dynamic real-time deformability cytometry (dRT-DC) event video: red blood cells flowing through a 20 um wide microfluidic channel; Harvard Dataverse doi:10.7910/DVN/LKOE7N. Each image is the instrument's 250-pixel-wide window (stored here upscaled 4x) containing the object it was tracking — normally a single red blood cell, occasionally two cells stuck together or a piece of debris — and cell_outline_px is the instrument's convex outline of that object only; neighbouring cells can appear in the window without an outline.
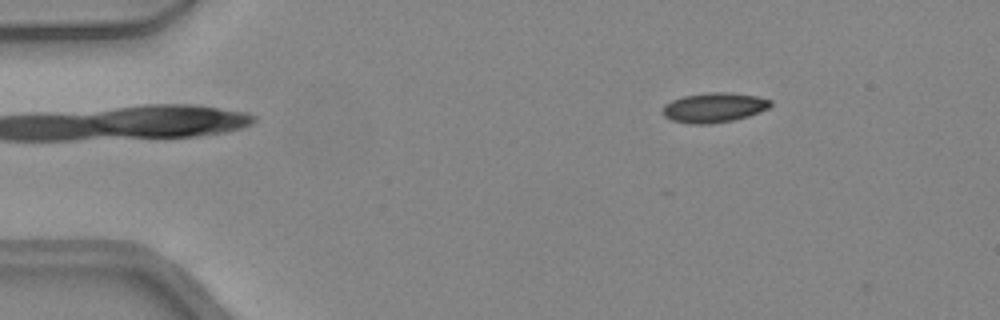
{"species": "common noctule bat (a hibernating species)", "species_latin": "Nyctalus noctula", "temperature_condition": "warm", "stored_images_in_passage": 43, "camera_frame_rate_fps": 3000, "um_per_image_px": 0.085, "animal": {"sex": "female", "body_mass_g": 24.6, "forearm_length_mm": 56.2}, "frame": {"image": 1, "passage_image": 3, "time_ms": 0.667, "image_size_px": [1000, 320], "cell_outline_px": [[772, 104], [768, 108], [748, 116], [732, 120], [712, 124], [688, 124], [672, 120], [664, 116], [660, 112], [664, 104], [672, 100], [684, 96], [712, 92], [728, 92], [756, 96], [772, 100]], "centroid_in_image_um": [60.65, 9.15], "position_along_channel_um": 24.3, "area_um2": 18.73}}
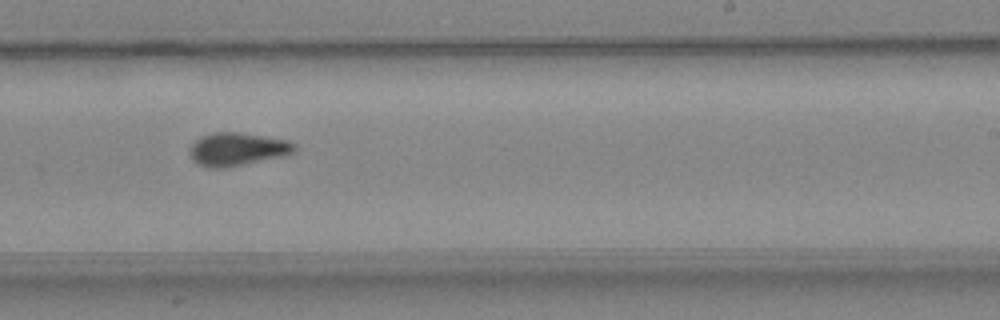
{"frame": {"image": 2, "passage_image": 25, "time_ms": 8.0, "image_size_px": [1000, 320], "cell_outline_px": [[296, 152], [284, 156], [228, 168], [208, 168], [196, 164], [192, 160], [188, 152], [192, 144], [200, 136], [212, 132], [240, 132], [288, 140], [296, 144]], "centroid_in_image_um": [20.16, 12.69], "position_along_channel_um": 268.8, "area_um2": 20.69}}
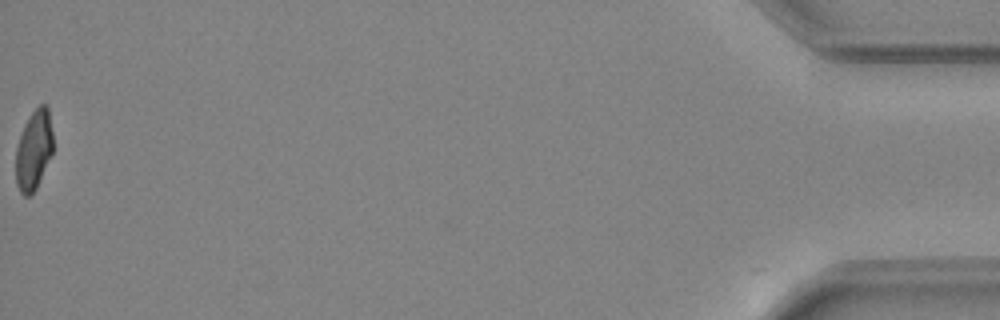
{"frame": {"image": 3, "passage_image": 43, "time_ms": 14.0, "image_size_px": [1000, 320], "cell_outline_px": [[52, 152], [36, 188], [28, 196], [24, 196], [20, 192], [16, 184], [16, 148], [24, 124], [32, 112], [40, 104], [44, 104], [48, 108], [52, 132]], "centroid_in_image_um": [2.85, 12.75], "position_along_channel_um": 432.3, "area_um2": 16.99}, "authors_computed_cell_mechanics": {"area_um2": 19.2474, "velocity_mm_per_s": 4.4245, "shape_relaxation_time_tau1_ms": null, "shape_relaxation_time_tau2_ms": 1.7437, "deformation_change_tau1": null, "deformation_change_tau2": 0.0627}}